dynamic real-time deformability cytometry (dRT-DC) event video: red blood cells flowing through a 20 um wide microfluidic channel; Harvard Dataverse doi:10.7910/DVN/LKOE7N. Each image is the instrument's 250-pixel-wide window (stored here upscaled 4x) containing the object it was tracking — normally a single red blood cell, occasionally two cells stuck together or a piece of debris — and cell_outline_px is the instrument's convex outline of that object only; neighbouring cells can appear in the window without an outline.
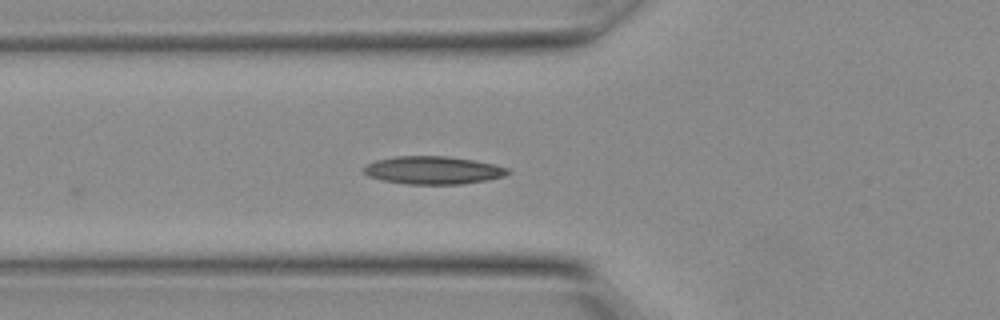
{"species": "Egyptian fruit bat (a non-hibernating species)", "species_latin": "Rousettus aegyptiacus", "temperature_condition": "warm", "stored_images_in_passage": 4, "camera_frame_rate_fps": 3000, "um_per_image_px": 0.085, "animal": {"sex": "female"}, "frame": {"image": 1, "passage_image": 2, "time_ms": 0.333, "image_size_px": [1000, 320], "cell_outline_px": [[508, 172], [504, 176], [484, 180], [460, 184], [408, 184], [384, 180], [368, 176], [360, 168], [376, 160], [396, 156], [444, 156], [472, 160], [492, 164], [508, 168]], "centroid_in_image_um": [36.75, 14.46], "position_along_channel_um": 89.1, "area_um2": 23.06}}
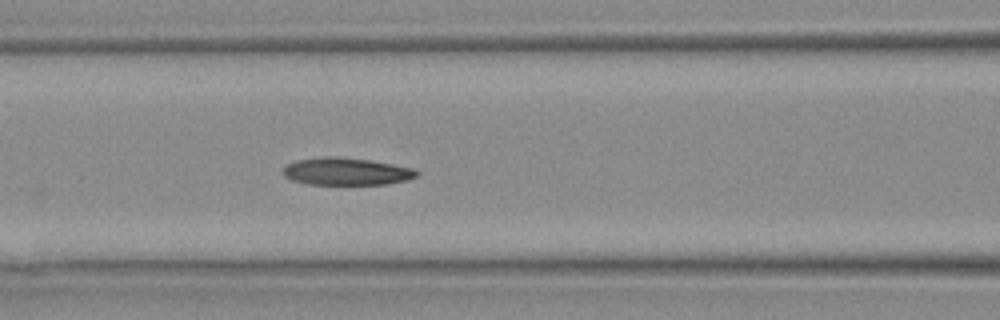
{"frame": {"image": 2, "passage_image": 4, "time_ms": 1.0, "image_size_px": [1000, 320], "cell_outline_px": [[420, 172], [416, 176], [408, 180], [384, 184], [308, 184], [292, 180], [284, 176], [284, 168], [288, 164], [296, 160], [324, 156], [336, 156], [368, 160], [392, 164], [412, 168]], "centroid_in_image_um": [29.43, 14.57], "position_along_channel_um": 137.2, "area_um2": 21.15}}